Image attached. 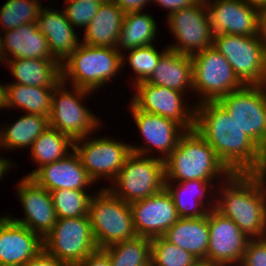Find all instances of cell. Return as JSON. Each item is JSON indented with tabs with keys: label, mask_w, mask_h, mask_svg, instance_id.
I'll list each match as a JSON object with an SVG mask.
<instances>
[{
	"label": "cell",
	"mask_w": 266,
	"mask_h": 266,
	"mask_svg": "<svg viewBox=\"0 0 266 266\" xmlns=\"http://www.w3.org/2000/svg\"><path fill=\"white\" fill-rule=\"evenodd\" d=\"M165 181H210L217 174L232 173L219 160L214 149L193 129L184 131L176 148L164 159ZM216 175V176H215Z\"/></svg>",
	"instance_id": "3957f363"
},
{
	"label": "cell",
	"mask_w": 266,
	"mask_h": 266,
	"mask_svg": "<svg viewBox=\"0 0 266 266\" xmlns=\"http://www.w3.org/2000/svg\"><path fill=\"white\" fill-rule=\"evenodd\" d=\"M155 2L167 9H170L169 14L195 4L194 0H155Z\"/></svg>",
	"instance_id": "7bdbcfd3"
},
{
	"label": "cell",
	"mask_w": 266,
	"mask_h": 266,
	"mask_svg": "<svg viewBox=\"0 0 266 266\" xmlns=\"http://www.w3.org/2000/svg\"><path fill=\"white\" fill-rule=\"evenodd\" d=\"M208 183L210 182L203 181V180H188V181L179 183L177 187H175L174 189L172 188V186L169 184L168 181H165V188L171 194L174 200V204H175L179 218H198V217H204L207 215L208 210L207 211L202 210V209L200 210V208L198 209V207L200 205L204 206V202L202 200H203V197L205 196V191H207L206 189L209 186ZM185 192H187L190 196L194 194L193 197L191 196L192 199H190L191 201H194V202H190L192 205L188 204L189 202L188 198L185 199V197L183 196L185 195ZM194 196H196L197 198ZM193 198L197 199V202H195L196 200H194Z\"/></svg>",
	"instance_id": "d6a6232c"
},
{
	"label": "cell",
	"mask_w": 266,
	"mask_h": 266,
	"mask_svg": "<svg viewBox=\"0 0 266 266\" xmlns=\"http://www.w3.org/2000/svg\"><path fill=\"white\" fill-rule=\"evenodd\" d=\"M193 89L199 91L201 102L218 101L244 84L235 75L231 64L214 47L194 53L192 56Z\"/></svg>",
	"instance_id": "9c48e42d"
},
{
	"label": "cell",
	"mask_w": 266,
	"mask_h": 266,
	"mask_svg": "<svg viewBox=\"0 0 266 266\" xmlns=\"http://www.w3.org/2000/svg\"><path fill=\"white\" fill-rule=\"evenodd\" d=\"M112 266H151V239L136 236L102 249Z\"/></svg>",
	"instance_id": "4dcf8cb0"
},
{
	"label": "cell",
	"mask_w": 266,
	"mask_h": 266,
	"mask_svg": "<svg viewBox=\"0 0 266 266\" xmlns=\"http://www.w3.org/2000/svg\"><path fill=\"white\" fill-rule=\"evenodd\" d=\"M251 4H253L258 10L266 7V0H248Z\"/></svg>",
	"instance_id": "c3c4849f"
},
{
	"label": "cell",
	"mask_w": 266,
	"mask_h": 266,
	"mask_svg": "<svg viewBox=\"0 0 266 266\" xmlns=\"http://www.w3.org/2000/svg\"><path fill=\"white\" fill-rule=\"evenodd\" d=\"M24 266H70V265L48 254L43 249Z\"/></svg>",
	"instance_id": "ab89813d"
},
{
	"label": "cell",
	"mask_w": 266,
	"mask_h": 266,
	"mask_svg": "<svg viewBox=\"0 0 266 266\" xmlns=\"http://www.w3.org/2000/svg\"><path fill=\"white\" fill-rule=\"evenodd\" d=\"M155 34L156 23L152 16L143 14L140 11L127 13L125 14L116 48L121 46L129 51L137 47L152 45Z\"/></svg>",
	"instance_id": "f1b7e54d"
},
{
	"label": "cell",
	"mask_w": 266,
	"mask_h": 266,
	"mask_svg": "<svg viewBox=\"0 0 266 266\" xmlns=\"http://www.w3.org/2000/svg\"><path fill=\"white\" fill-rule=\"evenodd\" d=\"M137 147L130 146L132 153L113 180L116 181L114 184L117 183V190L108 188L128 204L148 198L165 188L164 160L160 157L146 158L144 156L147 155L146 151H150L149 147Z\"/></svg>",
	"instance_id": "277c9868"
},
{
	"label": "cell",
	"mask_w": 266,
	"mask_h": 266,
	"mask_svg": "<svg viewBox=\"0 0 266 266\" xmlns=\"http://www.w3.org/2000/svg\"><path fill=\"white\" fill-rule=\"evenodd\" d=\"M22 116L12 126L1 131V145L6 149L32 146V143L49 127L48 117L38 114Z\"/></svg>",
	"instance_id": "f546056e"
},
{
	"label": "cell",
	"mask_w": 266,
	"mask_h": 266,
	"mask_svg": "<svg viewBox=\"0 0 266 266\" xmlns=\"http://www.w3.org/2000/svg\"><path fill=\"white\" fill-rule=\"evenodd\" d=\"M195 4L201 5V6H208L210 2H207V0H194Z\"/></svg>",
	"instance_id": "681fc988"
},
{
	"label": "cell",
	"mask_w": 266,
	"mask_h": 266,
	"mask_svg": "<svg viewBox=\"0 0 266 266\" xmlns=\"http://www.w3.org/2000/svg\"><path fill=\"white\" fill-rule=\"evenodd\" d=\"M125 12L113 1L101 3L85 28V45L116 48Z\"/></svg>",
	"instance_id": "cb8c5ba5"
},
{
	"label": "cell",
	"mask_w": 266,
	"mask_h": 266,
	"mask_svg": "<svg viewBox=\"0 0 266 266\" xmlns=\"http://www.w3.org/2000/svg\"><path fill=\"white\" fill-rule=\"evenodd\" d=\"M266 85H244L217 102L266 153Z\"/></svg>",
	"instance_id": "30bf717a"
},
{
	"label": "cell",
	"mask_w": 266,
	"mask_h": 266,
	"mask_svg": "<svg viewBox=\"0 0 266 266\" xmlns=\"http://www.w3.org/2000/svg\"><path fill=\"white\" fill-rule=\"evenodd\" d=\"M78 266H112L109 256L102 250L97 249L88 255Z\"/></svg>",
	"instance_id": "60d3db41"
},
{
	"label": "cell",
	"mask_w": 266,
	"mask_h": 266,
	"mask_svg": "<svg viewBox=\"0 0 266 266\" xmlns=\"http://www.w3.org/2000/svg\"><path fill=\"white\" fill-rule=\"evenodd\" d=\"M43 250V239L10 217H0V266H24Z\"/></svg>",
	"instance_id": "d6986e66"
},
{
	"label": "cell",
	"mask_w": 266,
	"mask_h": 266,
	"mask_svg": "<svg viewBox=\"0 0 266 266\" xmlns=\"http://www.w3.org/2000/svg\"><path fill=\"white\" fill-rule=\"evenodd\" d=\"M130 107L144 139L150 146L164 153L162 159H166L176 148L180 137L184 134V128L172 119L138 110L132 103ZM178 129L182 131L178 132Z\"/></svg>",
	"instance_id": "7402d4cb"
},
{
	"label": "cell",
	"mask_w": 266,
	"mask_h": 266,
	"mask_svg": "<svg viewBox=\"0 0 266 266\" xmlns=\"http://www.w3.org/2000/svg\"><path fill=\"white\" fill-rule=\"evenodd\" d=\"M136 88L137 92L133 97L132 104L138 110L172 119L185 131L194 129L195 109L193 107L192 110L188 108L186 110V107H183L182 92L152 85L146 81L138 83Z\"/></svg>",
	"instance_id": "5bb4252c"
},
{
	"label": "cell",
	"mask_w": 266,
	"mask_h": 266,
	"mask_svg": "<svg viewBox=\"0 0 266 266\" xmlns=\"http://www.w3.org/2000/svg\"><path fill=\"white\" fill-rule=\"evenodd\" d=\"M191 266H220V265L214 262H211L209 260L199 259Z\"/></svg>",
	"instance_id": "7dc6e473"
},
{
	"label": "cell",
	"mask_w": 266,
	"mask_h": 266,
	"mask_svg": "<svg viewBox=\"0 0 266 266\" xmlns=\"http://www.w3.org/2000/svg\"><path fill=\"white\" fill-rule=\"evenodd\" d=\"M73 152L64 159L34 170L27 177L49 192L59 189L84 190L94 181L87 174L79 156Z\"/></svg>",
	"instance_id": "ffe728a7"
},
{
	"label": "cell",
	"mask_w": 266,
	"mask_h": 266,
	"mask_svg": "<svg viewBox=\"0 0 266 266\" xmlns=\"http://www.w3.org/2000/svg\"><path fill=\"white\" fill-rule=\"evenodd\" d=\"M130 206L137 236L162 237L179 219L174 200L166 188Z\"/></svg>",
	"instance_id": "e0dca14e"
},
{
	"label": "cell",
	"mask_w": 266,
	"mask_h": 266,
	"mask_svg": "<svg viewBox=\"0 0 266 266\" xmlns=\"http://www.w3.org/2000/svg\"><path fill=\"white\" fill-rule=\"evenodd\" d=\"M40 9L37 0H8L0 10V23L6 30L37 23Z\"/></svg>",
	"instance_id": "e575fe53"
},
{
	"label": "cell",
	"mask_w": 266,
	"mask_h": 266,
	"mask_svg": "<svg viewBox=\"0 0 266 266\" xmlns=\"http://www.w3.org/2000/svg\"><path fill=\"white\" fill-rule=\"evenodd\" d=\"M66 3L68 6H66L64 10V14L67 18V20L77 27H84L86 28L90 21L94 18L96 15L98 8L100 6V3L94 2V1H74V0H67Z\"/></svg>",
	"instance_id": "74e56055"
},
{
	"label": "cell",
	"mask_w": 266,
	"mask_h": 266,
	"mask_svg": "<svg viewBox=\"0 0 266 266\" xmlns=\"http://www.w3.org/2000/svg\"><path fill=\"white\" fill-rule=\"evenodd\" d=\"M10 161L4 160L3 158H0V178L2 177L3 174L6 173L8 168H10Z\"/></svg>",
	"instance_id": "bcb514c9"
},
{
	"label": "cell",
	"mask_w": 266,
	"mask_h": 266,
	"mask_svg": "<svg viewBox=\"0 0 266 266\" xmlns=\"http://www.w3.org/2000/svg\"><path fill=\"white\" fill-rule=\"evenodd\" d=\"M7 85L4 87L0 84V108L7 107Z\"/></svg>",
	"instance_id": "f6af8a7d"
},
{
	"label": "cell",
	"mask_w": 266,
	"mask_h": 266,
	"mask_svg": "<svg viewBox=\"0 0 266 266\" xmlns=\"http://www.w3.org/2000/svg\"><path fill=\"white\" fill-rule=\"evenodd\" d=\"M213 46L244 85H266V52L259 35L217 34Z\"/></svg>",
	"instance_id": "52a82bcc"
},
{
	"label": "cell",
	"mask_w": 266,
	"mask_h": 266,
	"mask_svg": "<svg viewBox=\"0 0 266 266\" xmlns=\"http://www.w3.org/2000/svg\"><path fill=\"white\" fill-rule=\"evenodd\" d=\"M43 249L70 266H78L98 249L89 215L57 219L43 239Z\"/></svg>",
	"instance_id": "ba28073f"
},
{
	"label": "cell",
	"mask_w": 266,
	"mask_h": 266,
	"mask_svg": "<svg viewBox=\"0 0 266 266\" xmlns=\"http://www.w3.org/2000/svg\"><path fill=\"white\" fill-rule=\"evenodd\" d=\"M241 266H266V238L250 239Z\"/></svg>",
	"instance_id": "f35d334b"
},
{
	"label": "cell",
	"mask_w": 266,
	"mask_h": 266,
	"mask_svg": "<svg viewBox=\"0 0 266 266\" xmlns=\"http://www.w3.org/2000/svg\"><path fill=\"white\" fill-rule=\"evenodd\" d=\"M67 147H71L73 150L74 141L60 131L48 127L32 143V158L37 164L40 163V168L67 157L69 155V153L67 154Z\"/></svg>",
	"instance_id": "1f68e13d"
},
{
	"label": "cell",
	"mask_w": 266,
	"mask_h": 266,
	"mask_svg": "<svg viewBox=\"0 0 266 266\" xmlns=\"http://www.w3.org/2000/svg\"><path fill=\"white\" fill-rule=\"evenodd\" d=\"M12 74L18 84L55 88L62 82L61 63L57 59H23L7 60Z\"/></svg>",
	"instance_id": "484cf974"
},
{
	"label": "cell",
	"mask_w": 266,
	"mask_h": 266,
	"mask_svg": "<svg viewBox=\"0 0 266 266\" xmlns=\"http://www.w3.org/2000/svg\"><path fill=\"white\" fill-rule=\"evenodd\" d=\"M206 8V6L194 4L168 15L171 26L169 28L179 40L178 44L168 46V49L192 56L213 46V34Z\"/></svg>",
	"instance_id": "7c38bea8"
},
{
	"label": "cell",
	"mask_w": 266,
	"mask_h": 266,
	"mask_svg": "<svg viewBox=\"0 0 266 266\" xmlns=\"http://www.w3.org/2000/svg\"><path fill=\"white\" fill-rule=\"evenodd\" d=\"M4 39L0 40V60L2 61L7 58V51L13 56L11 59H55L37 23L24 24L14 30H6Z\"/></svg>",
	"instance_id": "44dd1931"
},
{
	"label": "cell",
	"mask_w": 266,
	"mask_h": 266,
	"mask_svg": "<svg viewBox=\"0 0 266 266\" xmlns=\"http://www.w3.org/2000/svg\"><path fill=\"white\" fill-rule=\"evenodd\" d=\"M194 130L232 174L266 172V153L217 101L199 103L195 108Z\"/></svg>",
	"instance_id": "6da1fadb"
},
{
	"label": "cell",
	"mask_w": 266,
	"mask_h": 266,
	"mask_svg": "<svg viewBox=\"0 0 266 266\" xmlns=\"http://www.w3.org/2000/svg\"><path fill=\"white\" fill-rule=\"evenodd\" d=\"M50 193L57 219L88 215L91 196L84 190L59 189Z\"/></svg>",
	"instance_id": "836d02e7"
},
{
	"label": "cell",
	"mask_w": 266,
	"mask_h": 266,
	"mask_svg": "<svg viewBox=\"0 0 266 266\" xmlns=\"http://www.w3.org/2000/svg\"><path fill=\"white\" fill-rule=\"evenodd\" d=\"M209 245L207 257L220 266L241 263L248 238L230 219L215 209L208 210Z\"/></svg>",
	"instance_id": "4fadbf2b"
},
{
	"label": "cell",
	"mask_w": 266,
	"mask_h": 266,
	"mask_svg": "<svg viewBox=\"0 0 266 266\" xmlns=\"http://www.w3.org/2000/svg\"><path fill=\"white\" fill-rule=\"evenodd\" d=\"M74 1H85V0H74ZM86 1H90V0H86ZM91 1H94V2H97V3H104V2H107V1H110V0H91Z\"/></svg>",
	"instance_id": "f907efd6"
},
{
	"label": "cell",
	"mask_w": 266,
	"mask_h": 266,
	"mask_svg": "<svg viewBox=\"0 0 266 266\" xmlns=\"http://www.w3.org/2000/svg\"><path fill=\"white\" fill-rule=\"evenodd\" d=\"M54 88L27 86L18 83L7 85V108L21 107L28 114H38L49 118Z\"/></svg>",
	"instance_id": "83f0119b"
},
{
	"label": "cell",
	"mask_w": 266,
	"mask_h": 266,
	"mask_svg": "<svg viewBox=\"0 0 266 266\" xmlns=\"http://www.w3.org/2000/svg\"><path fill=\"white\" fill-rule=\"evenodd\" d=\"M123 65L124 57L118 48L81 43L61 64L62 82L66 83V78L72 77L74 87L94 92V89L106 83Z\"/></svg>",
	"instance_id": "5b68a950"
},
{
	"label": "cell",
	"mask_w": 266,
	"mask_h": 266,
	"mask_svg": "<svg viewBox=\"0 0 266 266\" xmlns=\"http://www.w3.org/2000/svg\"><path fill=\"white\" fill-rule=\"evenodd\" d=\"M43 9L39 12L38 28L45 35L53 57L62 64L80 44L64 11Z\"/></svg>",
	"instance_id": "603a6c76"
},
{
	"label": "cell",
	"mask_w": 266,
	"mask_h": 266,
	"mask_svg": "<svg viewBox=\"0 0 266 266\" xmlns=\"http://www.w3.org/2000/svg\"><path fill=\"white\" fill-rule=\"evenodd\" d=\"M146 82L182 93L186 86L193 88L192 57L168 49Z\"/></svg>",
	"instance_id": "d4e9b609"
},
{
	"label": "cell",
	"mask_w": 266,
	"mask_h": 266,
	"mask_svg": "<svg viewBox=\"0 0 266 266\" xmlns=\"http://www.w3.org/2000/svg\"><path fill=\"white\" fill-rule=\"evenodd\" d=\"M258 35L264 45V49L266 52V7L261 8L259 10Z\"/></svg>",
	"instance_id": "ee69618b"
},
{
	"label": "cell",
	"mask_w": 266,
	"mask_h": 266,
	"mask_svg": "<svg viewBox=\"0 0 266 266\" xmlns=\"http://www.w3.org/2000/svg\"><path fill=\"white\" fill-rule=\"evenodd\" d=\"M206 9L213 36L258 35L259 10L248 0H216Z\"/></svg>",
	"instance_id": "9a60e30c"
},
{
	"label": "cell",
	"mask_w": 266,
	"mask_h": 266,
	"mask_svg": "<svg viewBox=\"0 0 266 266\" xmlns=\"http://www.w3.org/2000/svg\"><path fill=\"white\" fill-rule=\"evenodd\" d=\"M126 14L141 11L150 0H113Z\"/></svg>",
	"instance_id": "b9f144b4"
},
{
	"label": "cell",
	"mask_w": 266,
	"mask_h": 266,
	"mask_svg": "<svg viewBox=\"0 0 266 266\" xmlns=\"http://www.w3.org/2000/svg\"><path fill=\"white\" fill-rule=\"evenodd\" d=\"M63 87L64 82H61L54 88L49 127L69 136L73 141H79V144L87 139L86 136L89 138L88 134L99 125V120L81 104V100L78 101L89 94V90L74 87L76 94L72 95L64 91Z\"/></svg>",
	"instance_id": "8fae6325"
},
{
	"label": "cell",
	"mask_w": 266,
	"mask_h": 266,
	"mask_svg": "<svg viewBox=\"0 0 266 266\" xmlns=\"http://www.w3.org/2000/svg\"><path fill=\"white\" fill-rule=\"evenodd\" d=\"M167 50L168 48L159 54L152 45L130 49L131 52H129L130 54L128 57L129 63L133 70L138 74L135 85L147 81L150 78L160 57Z\"/></svg>",
	"instance_id": "8d00e7d4"
},
{
	"label": "cell",
	"mask_w": 266,
	"mask_h": 266,
	"mask_svg": "<svg viewBox=\"0 0 266 266\" xmlns=\"http://www.w3.org/2000/svg\"><path fill=\"white\" fill-rule=\"evenodd\" d=\"M198 258L169 242L164 236L151 239V266H191Z\"/></svg>",
	"instance_id": "d590c367"
},
{
	"label": "cell",
	"mask_w": 266,
	"mask_h": 266,
	"mask_svg": "<svg viewBox=\"0 0 266 266\" xmlns=\"http://www.w3.org/2000/svg\"><path fill=\"white\" fill-rule=\"evenodd\" d=\"M265 174H231L222 191L224 199L215 201L212 208L230 218L251 239L264 238L266 233Z\"/></svg>",
	"instance_id": "7a4b0ae2"
},
{
	"label": "cell",
	"mask_w": 266,
	"mask_h": 266,
	"mask_svg": "<svg viewBox=\"0 0 266 266\" xmlns=\"http://www.w3.org/2000/svg\"><path fill=\"white\" fill-rule=\"evenodd\" d=\"M164 237L198 259H206L209 245L208 213L204 217L179 218Z\"/></svg>",
	"instance_id": "4316f807"
},
{
	"label": "cell",
	"mask_w": 266,
	"mask_h": 266,
	"mask_svg": "<svg viewBox=\"0 0 266 266\" xmlns=\"http://www.w3.org/2000/svg\"><path fill=\"white\" fill-rule=\"evenodd\" d=\"M74 142L73 151L79 156L81 164L94 182L101 176L115 179L132 153L130 145L109 138L88 140L82 147Z\"/></svg>",
	"instance_id": "2e32d148"
},
{
	"label": "cell",
	"mask_w": 266,
	"mask_h": 266,
	"mask_svg": "<svg viewBox=\"0 0 266 266\" xmlns=\"http://www.w3.org/2000/svg\"><path fill=\"white\" fill-rule=\"evenodd\" d=\"M88 215L98 249L137 236L130 204L108 188L91 197Z\"/></svg>",
	"instance_id": "8992f818"
},
{
	"label": "cell",
	"mask_w": 266,
	"mask_h": 266,
	"mask_svg": "<svg viewBox=\"0 0 266 266\" xmlns=\"http://www.w3.org/2000/svg\"><path fill=\"white\" fill-rule=\"evenodd\" d=\"M18 188V197L27 217L12 220L28 227L44 239L57 221L51 193L27 176Z\"/></svg>",
	"instance_id": "ac0fdd59"
}]
</instances>
